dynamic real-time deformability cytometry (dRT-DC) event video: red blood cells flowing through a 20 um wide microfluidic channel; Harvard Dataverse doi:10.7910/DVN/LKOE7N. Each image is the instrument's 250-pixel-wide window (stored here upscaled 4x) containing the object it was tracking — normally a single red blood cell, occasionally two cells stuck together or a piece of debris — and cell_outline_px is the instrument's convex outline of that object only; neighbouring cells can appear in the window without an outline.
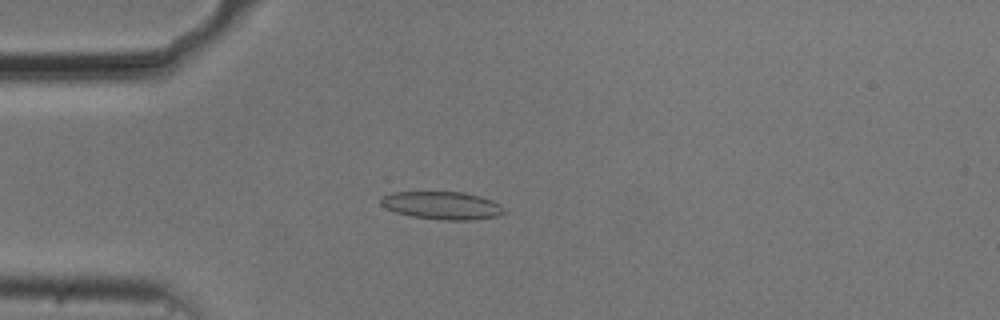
{"species": "common noctule bat (a hibernating species)", "species_latin": "Nyctalus noctula", "temperature_condition": "cold", "stored_images_in_passage": 42, "camera_frame_rate_fps": 3000, "um_per_image_px": 0.085, "animal": {"sex": "male", "body_mass_g": 20.5, "forearm_length_mm": 52.5}, "frame": {"image": 1, "passage_image": 2, "time_ms": 0.333, "image_size_px": [1000, 320], "cell_outline_px": [[504, 212], [500, 216], [472, 220], [444, 220], [412, 216], [396, 212], [384, 208], [380, 204], [380, 200], [384, 196], [392, 192], [464, 192], [480, 196], [492, 200], [500, 204], [504, 208]], "centroid_in_image_um": [37.59, 17.46], "position_along_channel_um": 47.4, "area_um2": 20.06}}
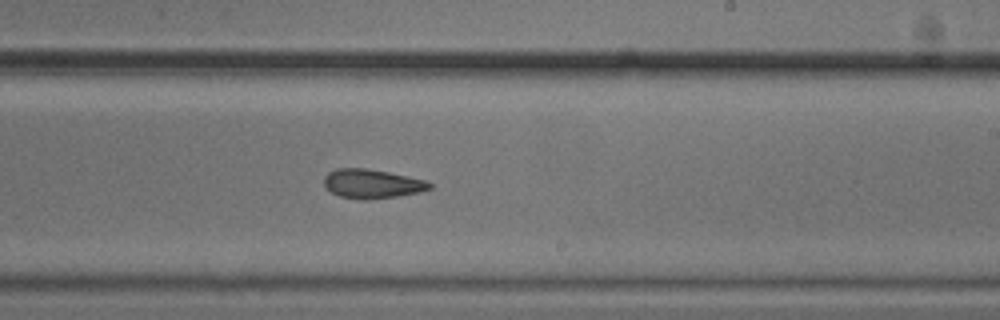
{"frame": {"image": 2, "passage_image": 20, "time_ms": 6.333, "image_size_px": [1000, 320], "cell_outline_px": [[432, 188], [420, 192], [396, 196], [360, 200], [340, 196], [324, 188], [324, 176], [328, 172], [336, 168], [364, 168], [388, 172], [428, 180], [432, 184]], "centroid_in_image_um": [31.61, 15.61], "position_along_channel_um": 257.4, "area_um2": 17.98}}
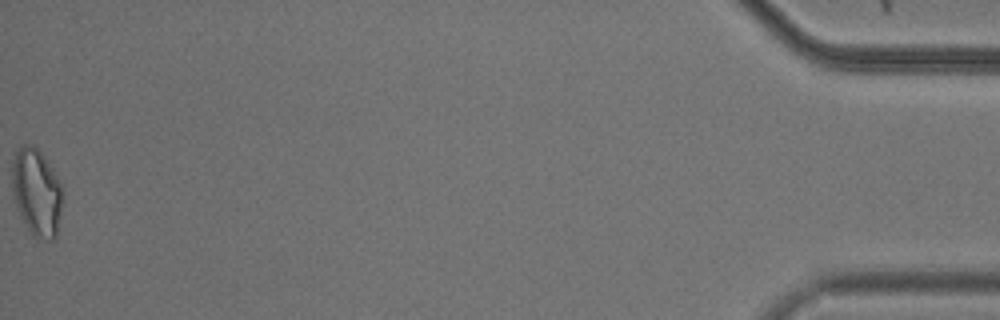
{"frame": {"image": 3, "passage_image": 42, "time_ms": 13.667, "image_size_px": [1000, 320], "cell_outline_px": [[60, 212], [56, 240], [48, 240], [32, 236], [12, 196], [12, 160], [16, 152], [24, 144], [32, 144], [44, 156], [52, 168], [60, 184]], "centroid_in_image_um": [3.09, 16.34], "position_along_channel_um": 432.1, "area_um2": 25.2}, "authors_computed_cell_mechanics": {"area_um2": 18.5249, "velocity_mm_per_s": 3.7283, "shape_relaxation_time_tau1_ms": 4.4201, "shape_relaxation_time_tau2_ms": 5.2333, "deformation_change_tau1": 0.1178, "deformation_change_tau2": 0.1395}}